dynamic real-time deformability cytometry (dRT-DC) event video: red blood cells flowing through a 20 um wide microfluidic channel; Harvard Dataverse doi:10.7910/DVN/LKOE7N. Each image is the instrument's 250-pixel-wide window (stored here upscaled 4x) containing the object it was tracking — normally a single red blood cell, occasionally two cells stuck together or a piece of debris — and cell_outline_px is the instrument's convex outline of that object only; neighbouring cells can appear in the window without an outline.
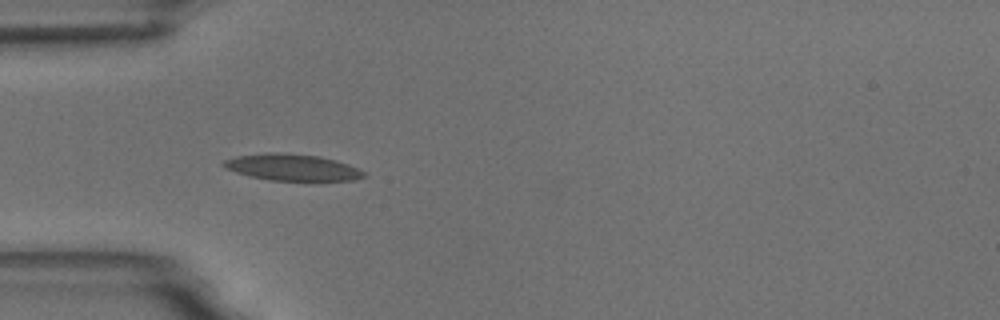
{"species": "common noctule bat (a hibernating species)", "species_latin": "Nyctalus noctula", "temperature_condition": "room temperature", "stored_images_in_passage": 3, "camera_frame_rate_fps": 3000, "um_per_image_px": 0.085, "animal": {"sex": "male", "body_mass_g": 18.8}, "frame": {"image": 1, "passage_image": 1, "time_ms": 0.0, "image_size_px": [1000, 320], "cell_outline_px": [[364, 176], [356, 180], [268, 180], [248, 176], [236, 172], [220, 164], [224, 160], [236, 156], [264, 152], [276, 152], [320, 156], [336, 160], [348, 164], [364, 172]], "centroid_in_image_um": [24.79, 14.21], "position_along_channel_um": 60.2, "area_um2": 21.56}}